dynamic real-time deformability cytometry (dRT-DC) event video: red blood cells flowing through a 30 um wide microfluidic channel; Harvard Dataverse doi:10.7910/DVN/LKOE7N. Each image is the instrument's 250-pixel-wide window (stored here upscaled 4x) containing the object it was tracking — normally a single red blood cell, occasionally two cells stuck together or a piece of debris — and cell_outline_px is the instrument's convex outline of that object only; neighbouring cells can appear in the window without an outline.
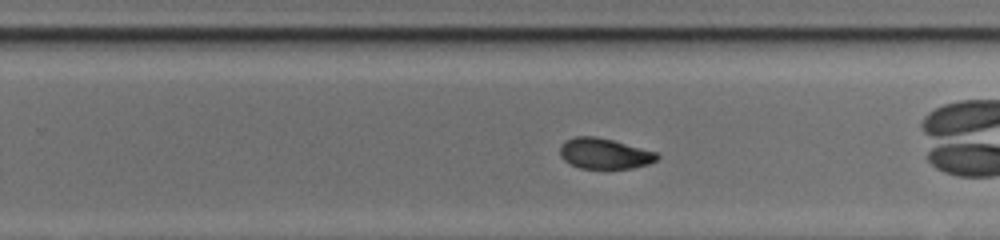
{"species": "common noctule bat (a hibernating species)", "species_latin": "Nyctalus noctula", "temperature_condition": "cold", "stored_images_in_passage": 35, "camera_frame_rate_fps": 3000, "um_per_image_px": 0.085, "animal": {"sex": "female", "body_mass_g": 17.0, "forearm_length_mm": 48.0}, "frame": {"image": 1, "passage_image": 16, "time_ms": 5.0, "image_size_px": [1000, 240], "cell_outline_px": [[660, 156], [656, 160], [648, 164], [632, 168], [580, 168], [564, 160], [560, 156], [560, 144], [564, 140], [576, 136], [596, 136], [612, 140], [656, 152]], "centroid_in_image_um": [51.34, 13.04], "position_along_channel_um": 278.5, "area_um2": 17.22}}
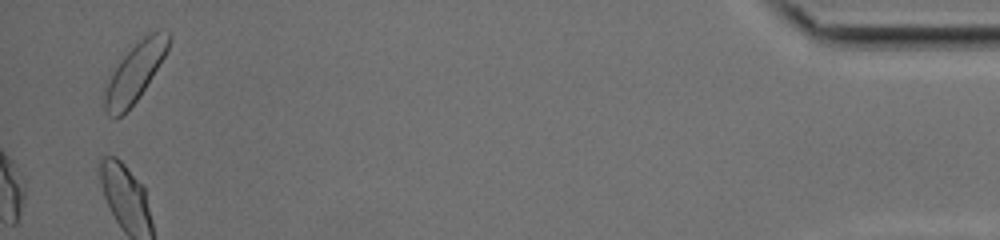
{"frame": {"image": 2, "passage_image": 35, "time_ms": 11.333, "image_size_px": [1000, 240], "cell_outline_px": [[172, 36], [168, 48], [164, 56], [144, 88], [136, 100], [116, 120], [112, 120], [108, 116], [104, 108], [104, 96], [108, 80], [112, 72], [120, 60], [144, 36], [156, 28], [160, 28], [168, 32]], "centroid_in_image_um": [11.46, 6.14], "position_along_channel_um": 423.7, "area_um2": 21.39}, "authors_computed_cell_mechanics": {"area_um2": 18.207, "velocity_mm_per_s": 4.1867, "shape_relaxation_time_tau1_ms": 4.1769, "shape_relaxation_time_tau2_ms": 2.375, "deformation_change_tau1": 0.1354, "deformation_change_tau2": 0.0591}}